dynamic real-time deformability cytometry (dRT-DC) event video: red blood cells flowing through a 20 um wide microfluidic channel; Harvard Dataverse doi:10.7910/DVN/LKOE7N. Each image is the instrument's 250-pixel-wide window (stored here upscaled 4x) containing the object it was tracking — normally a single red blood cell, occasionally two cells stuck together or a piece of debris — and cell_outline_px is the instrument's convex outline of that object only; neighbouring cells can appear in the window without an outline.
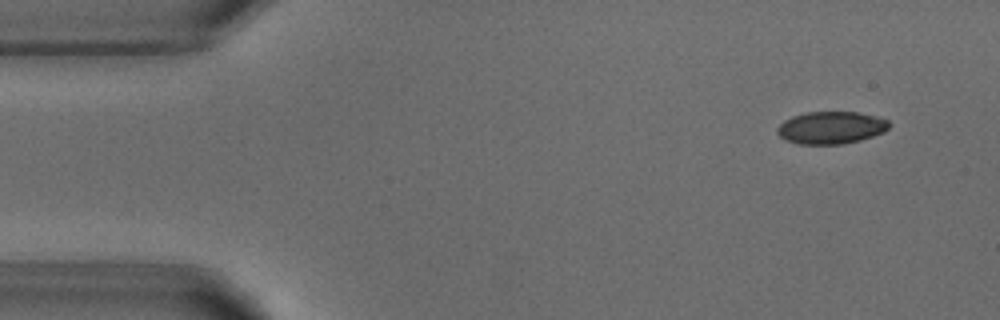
{"species": "common noctule bat (a hibernating species)", "species_latin": "Nyctalus noctula", "temperature_condition": "warm", "stored_images_in_passage": 12, "camera_frame_rate_fps": 3000, "um_per_image_px": 0.085, "animal": {"sex": "male", "body_mass_g": 18.8}, "frame": {"image": 1, "passage_image": 1, "time_ms": 0.0, "image_size_px": [1000, 320], "cell_outline_px": [[892, 124], [884, 132], [860, 140], [844, 144], [800, 144], [784, 140], [776, 132], [776, 128], [784, 120], [792, 116], [804, 112], [856, 112], [888, 120]], "centroid_in_image_um": [70.61, 10.85], "position_along_channel_um": 14.4, "area_um2": 21.15}}
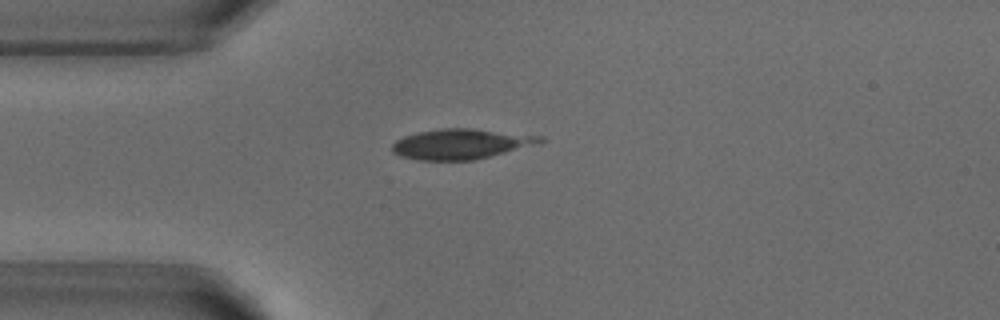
{"frame": {"image": 2, "passage_image": 10, "time_ms": 3.0, "image_size_px": [1000, 320], "cell_outline_px": [[544, 140], [540, 144], [476, 160], [416, 160], [400, 156], [392, 152], [392, 144], [396, 140], [404, 136], [416, 132], [440, 128], [472, 128], [544, 136]], "centroid_in_image_um": [39.2, 12.24], "position_along_channel_um": 45.8, "area_um2": 26.41}}